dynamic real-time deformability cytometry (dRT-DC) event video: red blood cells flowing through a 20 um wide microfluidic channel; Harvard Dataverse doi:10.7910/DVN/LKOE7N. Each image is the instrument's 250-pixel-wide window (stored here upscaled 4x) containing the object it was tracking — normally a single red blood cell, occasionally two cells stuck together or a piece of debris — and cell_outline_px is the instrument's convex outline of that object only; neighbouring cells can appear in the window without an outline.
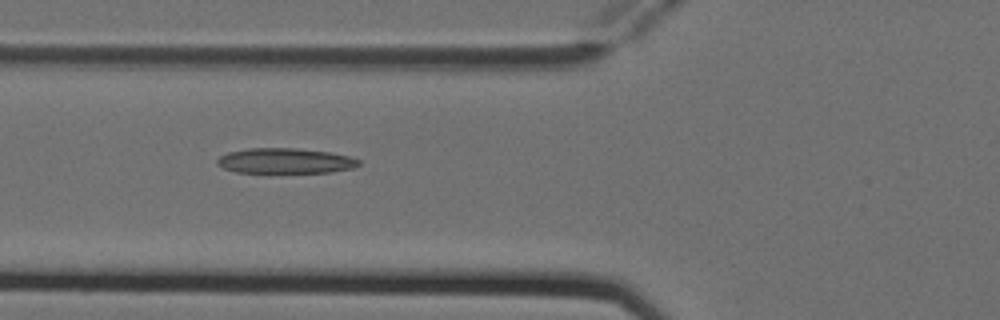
{"species": "Egyptian fruit bat (a non-hibernating species)", "species_latin": "Rousettus aegyptiacus", "temperature_condition": "cold", "stored_images_in_passage": 7, "camera_frame_rate_fps": 3000, "um_per_image_px": 0.085, "animal": {"sex": "female"}, "frame": {"image": 1, "passage_image": 6, "time_ms": 1.667, "image_size_px": [1000, 320], "cell_outline_px": [[360, 164], [352, 168], [328, 172], [272, 176], [236, 172], [224, 168], [216, 164], [216, 160], [220, 156], [228, 152], [248, 148], [296, 148], [328, 152], [352, 156], [360, 160]], "centroid_in_image_um": [24.2, 13.72], "position_along_channel_um": 101.6, "area_um2": 22.08}}
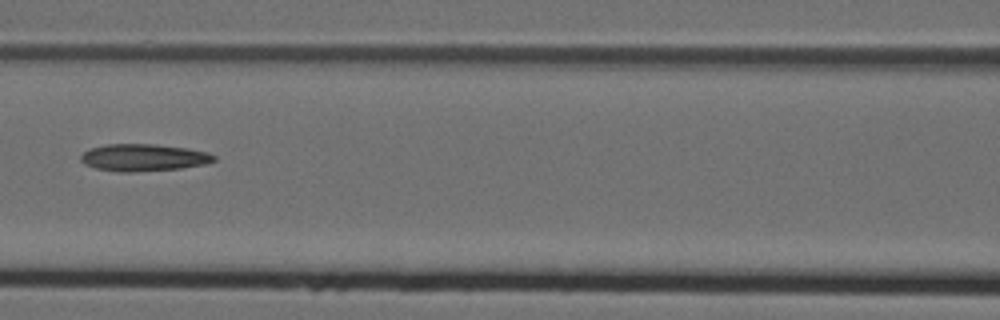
{"frame": {"image": 2, "passage_image": 7, "time_ms": 2.0, "image_size_px": [1000, 320], "cell_outline_px": [[216, 160], [208, 164], [180, 168], [132, 172], [120, 172], [96, 168], [84, 164], [80, 160], [80, 156], [88, 148], [104, 144], [156, 144], [188, 148], [208, 152], [216, 156]], "centroid_in_image_um": [12.21, 13.38], "position_along_channel_um": 154.4, "area_um2": 21.27}}